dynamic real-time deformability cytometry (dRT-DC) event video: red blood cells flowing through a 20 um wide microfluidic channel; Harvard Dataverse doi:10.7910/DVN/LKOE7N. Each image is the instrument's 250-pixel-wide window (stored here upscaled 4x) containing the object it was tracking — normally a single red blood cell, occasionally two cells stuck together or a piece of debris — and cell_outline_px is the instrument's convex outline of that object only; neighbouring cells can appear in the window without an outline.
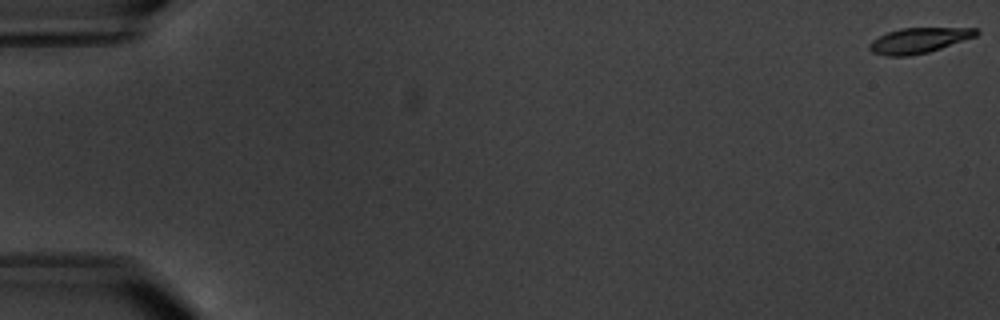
{"species": "common noctule bat (a hibernating species)", "species_latin": "Nyctalus noctula", "temperature_condition": "warm", "stored_images_in_passage": 8, "camera_frame_rate_fps": 3000, "um_per_image_px": 0.085, "animal": {"sex": "male", "body_mass_g": 20.1, "forearm_length_mm": 53.5}, "frame": {"image": 1, "passage_image": 1, "time_ms": 0.0, "image_size_px": [1000, 320], "cell_outline_px": [[980, 32], [976, 36], [928, 52], [908, 56], [884, 56], [872, 52], [868, 48], [868, 44], [872, 40], [888, 32], [900, 28], [980, 28]], "centroid_in_image_um": [78.08, 3.43], "position_along_channel_um": 6.9, "area_um2": 15.72}}
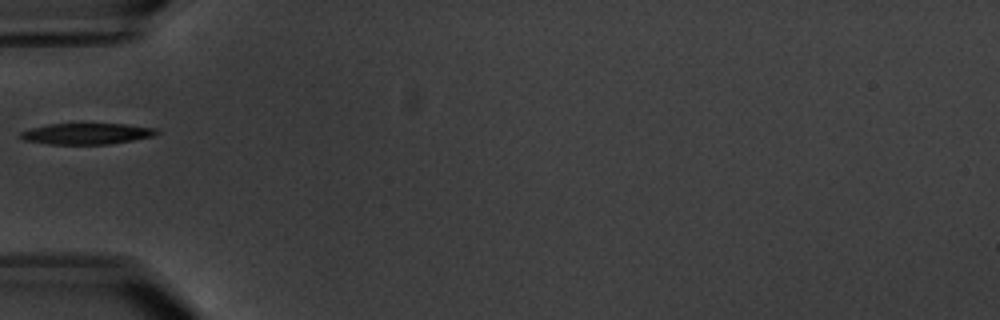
{"frame": {"image": 2, "passage_image": 6, "time_ms": 7.0, "image_size_px": [1000, 320], "cell_outline_px": [[160, 132], [156, 136], [108, 144], [48, 144], [24, 140], [16, 136], [20, 132], [32, 128], [48, 124], [124, 124], [156, 128]], "centroid_in_image_um": [7.36, 11.37], "position_along_channel_um": 77.6, "area_um2": 16.76}}